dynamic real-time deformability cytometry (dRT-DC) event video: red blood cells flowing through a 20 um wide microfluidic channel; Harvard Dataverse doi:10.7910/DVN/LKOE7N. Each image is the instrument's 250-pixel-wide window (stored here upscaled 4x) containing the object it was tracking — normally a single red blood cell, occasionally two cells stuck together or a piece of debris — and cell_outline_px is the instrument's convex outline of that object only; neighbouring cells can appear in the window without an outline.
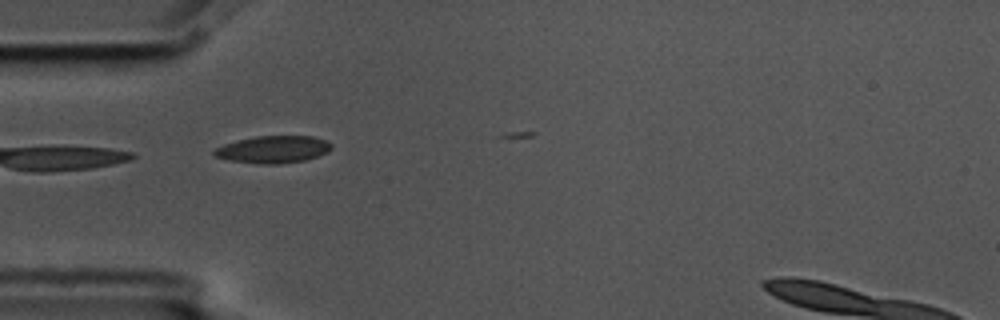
{"species": "common noctule bat (a hibernating species)", "species_latin": "Nyctalus noctula", "temperature_condition": "cold", "stored_images_in_passage": 3, "camera_frame_rate_fps": 3000, "um_per_image_px": 0.085, "animal": {"sex": "male", "body_mass_g": 17.5, "forearm_length_mm": 52.3}, "frame": {"image": 1, "passage_image": 1, "time_ms": 0.0, "image_size_px": [1000, 320], "cell_outline_px": [[332, 148], [328, 152], [304, 160], [276, 164], [260, 164], [228, 160], [216, 156], [212, 152], [216, 148], [224, 144], [236, 140], [256, 136], [312, 136], [324, 140], [332, 144]], "centroid_in_image_um": [23.21, 12.69], "position_along_channel_um": 61.8, "area_um2": 18.5}}